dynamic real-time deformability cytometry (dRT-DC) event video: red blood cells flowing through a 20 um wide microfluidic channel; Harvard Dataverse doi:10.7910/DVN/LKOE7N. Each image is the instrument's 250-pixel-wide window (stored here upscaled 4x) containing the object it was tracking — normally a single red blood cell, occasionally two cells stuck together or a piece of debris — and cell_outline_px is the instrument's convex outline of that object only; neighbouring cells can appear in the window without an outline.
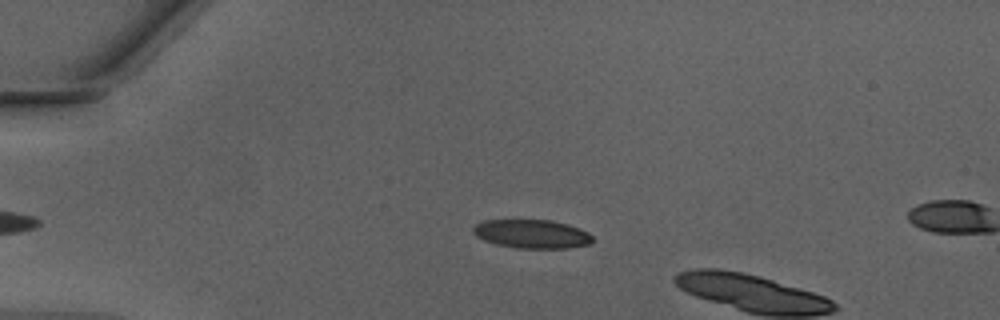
{"species": "Egyptian fruit bat (a non-hibernating species)", "species_latin": "Rousettus aegyptiacus", "temperature_condition": "warm", "stored_images_in_passage": 12, "camera_frame_rate_fps": 3000, "um_per_image_px": 0.085, "animal": {"sex": "male"}, "frame": {"image": 1, "passage_image": 9, "time_ms": 2.667, "image_size_px": [1000, 320], "cell_outline_px": [[592, 240], [588, 244], [568, 248], [520, 248], [496, 244], [484, 240], [476, 236], [472, 232], [472, 228], [476, 224], [484, 220], [552, 220], [568, 224], [580, 228], [588, 232], [592, 236]], "centroid_in_image_um": [45.2, 19.87], "position_along_channel_um": 39.8, "area_um2": 19.94}}